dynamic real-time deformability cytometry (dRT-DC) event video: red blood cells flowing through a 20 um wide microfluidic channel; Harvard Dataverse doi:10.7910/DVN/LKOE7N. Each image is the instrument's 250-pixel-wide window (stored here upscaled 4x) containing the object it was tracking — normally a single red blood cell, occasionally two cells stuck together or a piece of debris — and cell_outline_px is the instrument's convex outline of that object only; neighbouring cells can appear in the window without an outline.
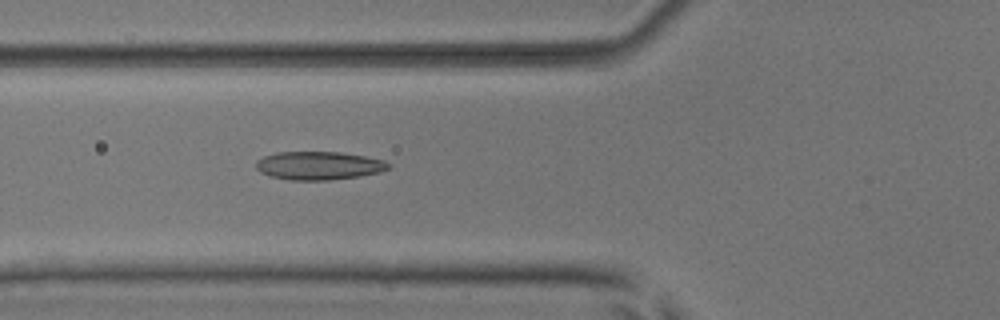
{"species": "common noctule bat (a hibernating species)", "species_latin": "Nyctalus noctula", "temperature_condition": "room temperature", "stored_images_in_passage": 2, "camera_frame_rate_fps": 3000, "um_per_image_px": 0.085, "animal": {"sex": "male", "body_mass_g": 17.9, "forearm_length_mm": 54.2}, "frame": {"image": 1, "passage_image": 2, "time_ms": 1.0, "image_size_px": [1000, 320], "cell_outline_px": [[392, 168], [380, 172], [360, 176], [328, 180], [288, 180], [272, 176], [260, 172], [256, 168], [256, 160], [264, 156], [276, 152], [340, 152], [364, 156], [384, 160], [392, 164]], "centroid_in_image_um": [27.13, 14.07], "position_along_channel_um": 98.7, "area_um2": 21.96}}